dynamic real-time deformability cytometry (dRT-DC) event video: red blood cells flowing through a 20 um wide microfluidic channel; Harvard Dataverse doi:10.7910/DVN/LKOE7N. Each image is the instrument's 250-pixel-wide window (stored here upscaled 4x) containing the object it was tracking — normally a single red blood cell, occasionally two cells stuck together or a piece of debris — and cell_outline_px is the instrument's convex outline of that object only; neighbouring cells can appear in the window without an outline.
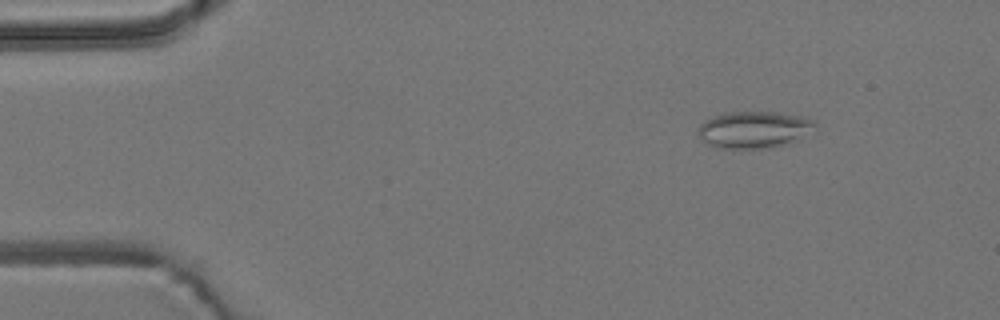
{"species": "common noctule bat (a hibernating species)", "species_latin": "Nyctalus noctula", "temperature_condition": "room temperature", "stored_images_in_passage": 5, "camera_frame_rate_fps": 3000, "um_per_image_px": 0.085, "animal": {"sex": "male", "body_mass_g": 19.2, "forearm_length_mm": 51.8}, "frame": {"image": 1, "passage_image": 2, "time_ms": 1.333, "image_size_px": [1000, 320], "cell_outline_px": [[816, 128], [800, 140], [764, 148], [716, 148], [704, 144], [700, 136], [700, 124], [716, 116], [732, 112], [776, 112], [804, 116], [816, 120]], "centroid_in_image_um": [64.16, 11.02], "position_along_channel_um": 20.8, "area_um2": 25.03}}